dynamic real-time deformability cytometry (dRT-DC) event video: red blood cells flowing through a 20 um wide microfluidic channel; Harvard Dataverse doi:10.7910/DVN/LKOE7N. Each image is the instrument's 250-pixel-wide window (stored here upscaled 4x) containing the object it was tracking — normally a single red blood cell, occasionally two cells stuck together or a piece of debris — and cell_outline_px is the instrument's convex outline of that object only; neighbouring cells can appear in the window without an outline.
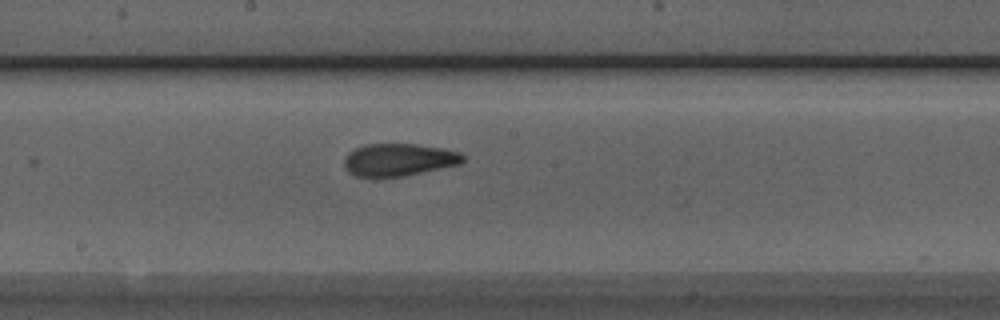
{"species": "Egyptian fruit bat (a non-hibernating species)", "species_latin": "Rousettus aegyptiacus", "temperature_condition": "room temperature", "stored_images_in_passage": 9, "camera_frame_rate_fps": 3000, "um_per_image_px": 0.085, "animal": {"sex": "male"}, "frame": {"image": 1, "passage_image": 9, "time_ms": 2.667, "image_size_px": [1000, 320], "cell_outline_px": [[464, 160], [460, 164], [404, 176], [356, 176], [348, 172], [344, 164], [344, 160], [348, 152], [364, 144], [416, 144], [444, 148], [460, 152], [464, 156]], "centroid_in_image_um": [33.91, 13.56], "position_along_channel_um": 214.3, "area_um2": 22.37}}